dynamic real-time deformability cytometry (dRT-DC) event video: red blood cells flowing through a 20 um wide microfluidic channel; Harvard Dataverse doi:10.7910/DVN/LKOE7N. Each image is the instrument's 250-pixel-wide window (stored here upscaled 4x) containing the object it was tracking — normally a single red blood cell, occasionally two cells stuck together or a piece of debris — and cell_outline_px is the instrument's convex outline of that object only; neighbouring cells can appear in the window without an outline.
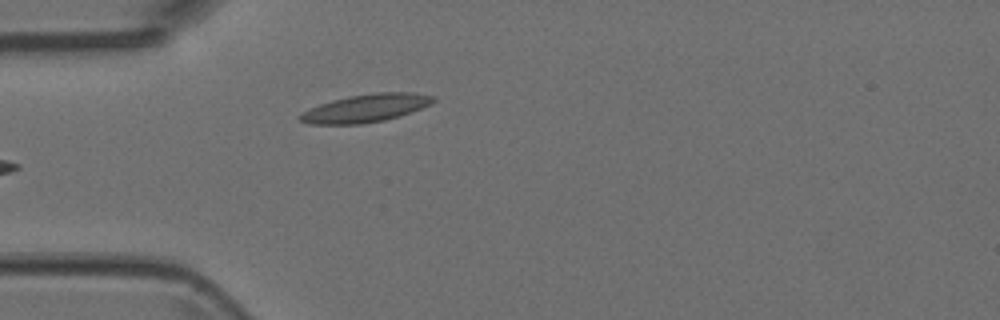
{"species": "Egyptian fruit bat (a non-hibernating species)", "species_latin": "Rousettus aegyptiacus", "temperature_condition": "room temperature", "stored_images_in_passage": 5, "camera_frame_rate_fps": 3000, "um_per_image_px": 0.085, "animal": {"sex": "female"}, "frame": {"image": 1, "passage_image": 5, "time_ms": 1.333, "image_size_px": [1000, 320], "cell_outline_px": [[436, 100], [432, 104], [400, 116], [384, 120], [360, 124], [308, 124], [300, 120], [296, 116], [300, 112], [308, 108], [332, 100], [348, 96], [376, 92], [412, 92], [436, 96]], "centroid_in_image_um": [31.08, 9.19], "position_along_channel_um": 53.9, "area_um2": 21.96}}